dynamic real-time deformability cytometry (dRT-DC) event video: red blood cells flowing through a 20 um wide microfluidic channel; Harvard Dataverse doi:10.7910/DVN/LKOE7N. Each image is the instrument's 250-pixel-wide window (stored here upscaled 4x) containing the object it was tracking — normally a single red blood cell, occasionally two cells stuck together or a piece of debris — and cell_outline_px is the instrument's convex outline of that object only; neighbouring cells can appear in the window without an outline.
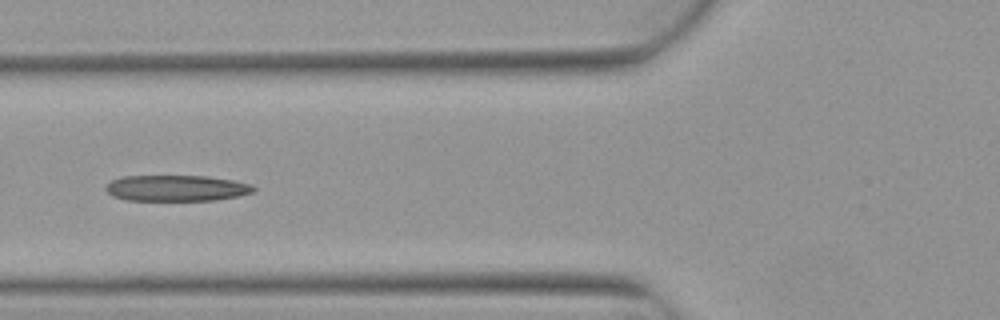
{"species": "Egyptian fruit bat (a non-hibernating species)", "species_latin": "Rousettus aegyptiacus", "temperature_condition": "warm", "stored_images_in_passage": 7, "camera_frame_rate_fps": 3000, "um_per_image_px": 0.085, "animal": {"sex": "female"}, "frame": {"image": 1, "passage_image": 5, "time_ms": 1.333, "image_size_px": [1000, 320], "cell_outline_px": [[256, 188], [252, 192], [236, 196], [212, 200], [128, 200], [112, 196], [104, 188], [112, 180], [120, 176], [208, 176], [232, 180], [252, 184]], "centroid_in_image_um": [14.97, 15.98], "position_along_channel_um": 110.8, "area_um2": 22.25}}
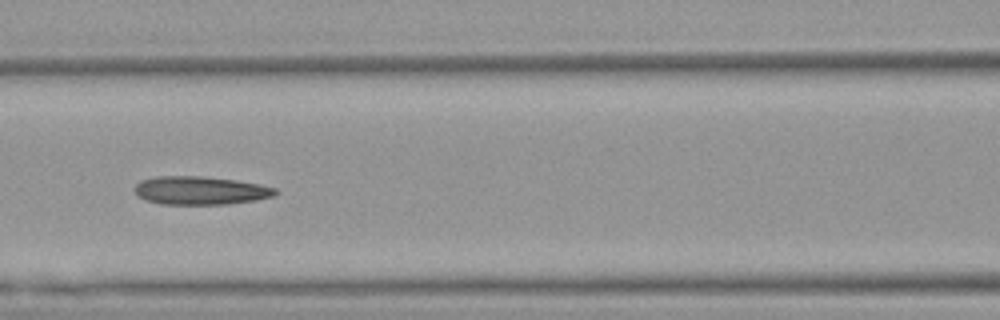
{"frame": {"image": 2, "passage_image": 6, "time_ms": 1.667, "image_size_px": [1000, 320], "cell_outline_px": [[280, 192], [276, 196], [256, 200], [228, 204], [160, 204], [144, 200], [136, 192], [136, 184], [140, 180], [156, 176], [200, 176], [236, 180], [260, 184], [276, 188]], "centroid_in_image_um": [17.08, 16.19], "position_along_channel_um": 149.5, "area_um2": 23.35}}
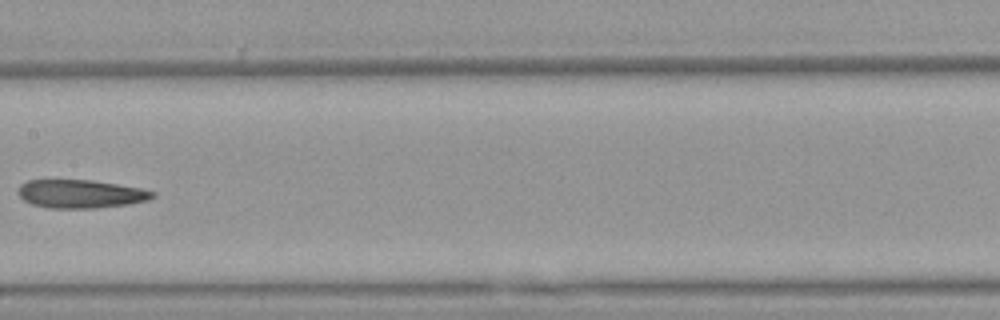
{"frame": {"image": 3, "passage_image": 7, "time_ms": 2.0, "image_size_px": [1000, 320], "cell_outline_px": [[156, 196], [148, 200], [128, 204], [92, 208], [48, 208], [32, 204], [24, 200], [16, 192], [20, 184], [28, 180], [92, 180], [140, 188], [156, 192]], "centroid_in_image_um": [6.83, 16.48], "position_along_channel_um": 200.6, "area_um2": 22.2}}